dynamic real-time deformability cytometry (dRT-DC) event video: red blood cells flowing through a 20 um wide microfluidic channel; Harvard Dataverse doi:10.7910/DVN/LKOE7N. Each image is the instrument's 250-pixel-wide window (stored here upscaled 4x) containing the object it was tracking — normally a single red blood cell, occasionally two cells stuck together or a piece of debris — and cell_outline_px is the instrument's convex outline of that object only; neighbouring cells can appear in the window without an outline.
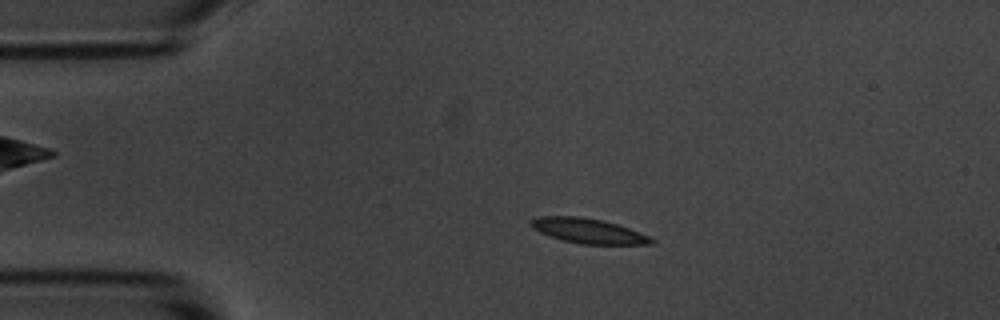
{"species": "common noctule bat (a hibernating species)", "species_latin": "Nyctalus noctula", "temperature_condition": "room temperature", "stored_images_in_passage": 5, "camera_frame_rate_fps": 3000, "um_per_image_px": 0.085, "animal": {"sex": "male", "body_mass_g": 20.1, "forearm_length_mm": 53.5}, "frame": {"image": 1, "passage_image": 4, "time_ms": 3.333, "image_size_px": [1000, 320], "cell_outline_px": [[656, 240], [652, 244], [580, 244], [548, 236], [532, 228], [528, 224], [536, 216], [576, 216], [604, 220], [628, 228], [648, 236]], "centroid_in_image_um": [49.95, 19.62], "position_along_channel_um": 35.0, "area_um2": 17.4}}